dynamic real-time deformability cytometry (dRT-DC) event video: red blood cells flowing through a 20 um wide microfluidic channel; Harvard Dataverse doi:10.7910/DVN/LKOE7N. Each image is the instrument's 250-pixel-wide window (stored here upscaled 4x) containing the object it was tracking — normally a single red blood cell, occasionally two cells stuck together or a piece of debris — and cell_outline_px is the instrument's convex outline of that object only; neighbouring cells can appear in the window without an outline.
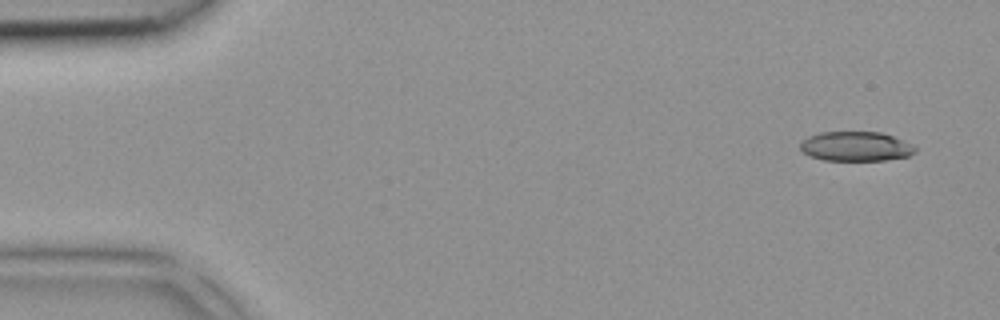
{"species": "common noctule bat (a hibernating species)", "species_latin": "Nyctalus noctula", "temperature_condition": "room temperature", "stored_images_in_passage": 4, "camera_frame_rate_fps": 3000, "um_per_image_px": 0.085, "animal": {"sex": "female", "body_mass_g": 18.4}, "frame": {"image": 1, "passage_image": 1, "time_ms": 0.0, "image_size_px": [1000, 320], "cell_outline_px": [[916, 152], [908, 156], [884, 160], [824, 160], [812, 156], [804, 152], [800, 148], [800, 144], [808, 136], [820, 132], [880, 132], [892, 136], [912, 144], [916, 148]], "centroid_in_image_um": [72.76, 12.44], "position_along_channel_um": 12.2, "area_um2": 19.59}}
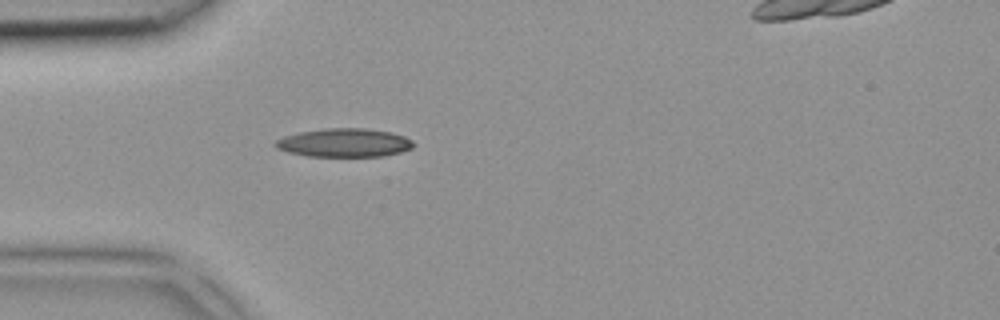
{"frame": {"image": 2, "passage_image": 4, "time_ms": 1.0, "image_size_px": [1000, 320], "cell_outline_px": [[416, 144], [412, 148], [400, 152], [384, 156], [308, 156], [288, 152], [276, 148], [272, 144], [276, 140], [284, 136], [300, 132], [328, 128], [364, 128], [392, 132], [404, 136], [412, 140]], "centroid_in_image_um": [29.27, 12.13], "position_along_channel_um": 55.7, "area_um2": 23.0}}